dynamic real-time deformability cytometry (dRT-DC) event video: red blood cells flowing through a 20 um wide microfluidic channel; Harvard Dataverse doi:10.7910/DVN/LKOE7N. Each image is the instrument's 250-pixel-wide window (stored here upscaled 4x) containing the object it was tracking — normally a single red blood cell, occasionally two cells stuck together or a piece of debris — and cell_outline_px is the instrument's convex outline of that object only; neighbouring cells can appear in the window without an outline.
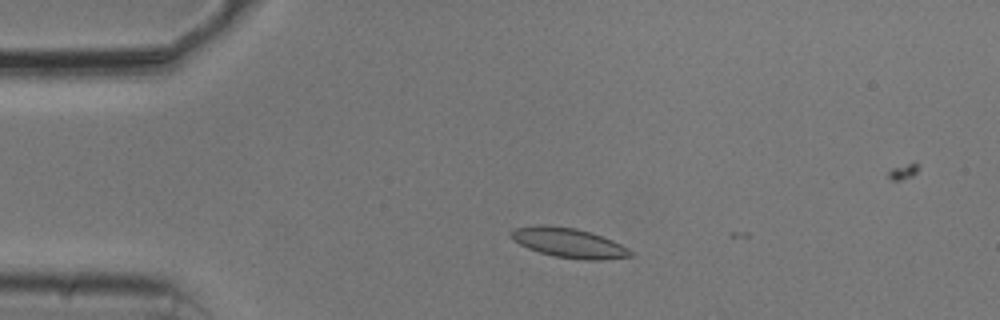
{"species": "common noctule bat (a hibernating species)", "species_latin": "Nyctalus noctula", "temperature_condition": "cold", "stored_images_in_passage": 10, "camera_frame_rate_fps": 3000, "um_per_image_px": 0.085, "animal": {"sex": "male", "body_mass_g": 20.5, "forearm_length_mm": 52.5}, "frame": {"image": 1, "passage_image": 8, "time_ms": 2.333, "image_size_px": [1000, 320], "cell_outline_px": [[636, 256], [604, 260], [588, 260], [552, 256], [528, 248], [512, 240], [508, 236], [508, 232], [516, 228], [536, 224], [548, 224], [576, 228], [612, 240], [628, 248]], "centroid_in_image_um": [48.31, 20.63], "position_along_channel_um": 36.7, "area_um2": 20.87}}